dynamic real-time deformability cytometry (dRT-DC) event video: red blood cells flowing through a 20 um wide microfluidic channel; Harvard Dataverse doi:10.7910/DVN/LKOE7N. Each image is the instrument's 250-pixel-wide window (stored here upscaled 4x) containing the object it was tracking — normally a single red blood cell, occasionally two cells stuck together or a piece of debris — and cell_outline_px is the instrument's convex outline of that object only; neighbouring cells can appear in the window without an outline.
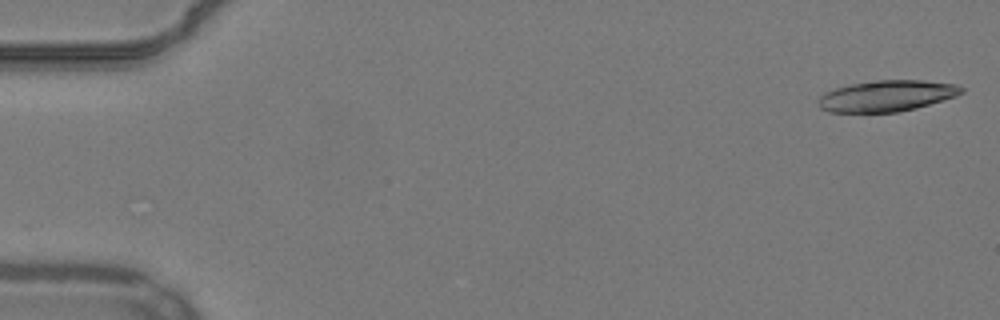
{"species": "common noctule bat (a hibernating species)", "species_latin": "Nyctalus noctula", "temperature_condition": "warm", "stored_images_in_passage": 53, "segment_of_instrument_passage": [1, 2], "camera_frame_rate_fps": 3000, "um_per_image_px": 0.085, "animal": {"sex": "male", "body_mass_g": 19.2, "forearm_length_mm": 51.8}, "frame": {"image": 1, "passage_image": 1, "time_ms": 0.0, "image_size_px": [1000, 320], "cell_outline_px": [[964, 92], [956, 96], [916, 108], [896, 112], [828, 112], [820, 108], [816, 100], [824, 92], [836, 88], [852, 84], [876, 80], [924, 80], [956, 84], [964, 88]], "centroid_in_image_um": [75.36, 8.15], "position_along_channel_um": 9.6, "area_um2": 26.01}}
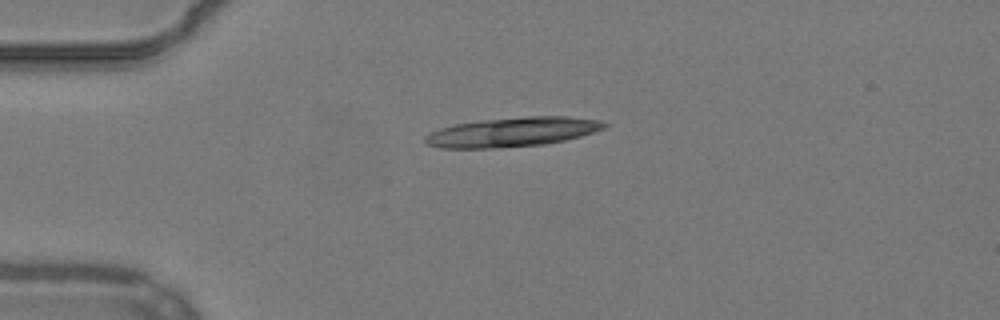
{"frame": {"image": 2, "passage_image": 13, "time_ms": 4.0, "image_size_px": [1000, 320], "cell_outline_px": [[608, 124], [604, 128], [580, 136], [564, 140], [544, 144], [492, 148], [440, 148], [424, 144], [424, 136], [428, 132], [440, 128], [456, 124], [480, 120], [524, 116], [568, 116], [604, 120]], "centroid_in_image_um": [43.52, 11.21], "position_along_channel_um": 41.5, "area_um2": 30.87}}